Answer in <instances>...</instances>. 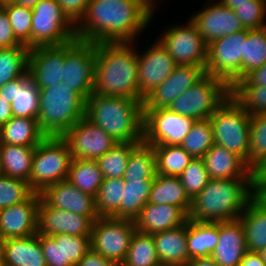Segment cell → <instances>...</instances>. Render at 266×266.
<instances>
[{"mask_svg":"<svg viewBox=\"0 0 266 266\" xmlns=\"http://www.w3.org/2000/svg\"><path fill=\"white\" fill-rule=\"evenodd\" d=\"M258 253L261 255L263 261L266 263V247L261 249Z\"/></svg>","mask_w":266,"mask_h":266,"instance_id":"63","label":"cell"},{"mask_svg":"<svg viewBox=\"0 0 266 266\" xmlns=\"http://www.w3.org/2000/svg\"><path fill=\"white\" fill-rule=\"evenodd\" d=\"M96 43L73 41L31 48L28 72L38 89L71 88L87 100L93 93Z\"/></svg>","mask_w":266,"mask_h":266,"instance_id":"1","label":"cell"},{"mask_svg":"<svg viewBox=\"0 0 266 266\" xmlns=\"http://www.w3.org/2000/svg\"><path fill=\"white\" fill-rule=\"evenodd\" d=\"M209 120L214 143L238 155L247 165L251 115L230 94Z\"/></svg>","mask_w":266,"mask_h":266,"instance_id":"7","label":"cell"},{"mask_svg":"<svg viewBox=\"0 0 266 266\" xmlns=\"http://www.w3.org/2000/svg\"><path fill=\"white\" fill-rule=\"evenodd\" d=\"M133 42L96 43L93 92L140 101L138 59Z\"/></svg>","mask_w":266,"mask_h":266,"instance_id":"3","label":"cell"},{"mask_svg":"<svg viewBox=\"0 0 266 266\" xmlns=\"http://www.w3.org/2000/svg\"><path fill=\"white\" fill-rule=\"evenodd\" d=\"M157 257L162 266H187V222L174 229L153 234Z\"/></svg>","mask_w":266,"mask_h":266,"instance_id":"27","label":"cell"},{"mask_svg":"<svg viewBox=\"0 0 266 266\" xmlns=\"http://www.w3.org/2000/svg\"><path fill=\"white\" fill-rule=\"evenodd\" d=\"M238 266H266L258 252L247 251Z\"/></svg>","mask_w":266,"mask_h":266,"instance_id":"55","label":"cell"},{"mask_svg":"<svg viewBox=\"0 0 266 266\" xmlns=\"http://www.w3.org/2000/svg\"><path fill=\"white\" fill-rule=\"evenodd\" d=\"M248 251L243 225L239 219L219 222L218 243L211 254L219 266H238Z\"/></svg>","mask_w":266,"mask_h":266,"instance_id":"23","label":"cell"},{"mask_svg":"<svg viewBox=\"0 0 266 266\" xmlns=\"http://www.w3.org/2000/svg\"><path fill=\"white\" fill-rule=\"evenodd\" d=\"M253 199L266 209V186H252Z\"/></svg>","mask_w":266,"mask_h":266,"instance_id":"58","label":"cell"},{"mask_svg":"<svg viewBox=\"0 0 266 266\" xmlns=\"http://www.w3.org/2000/svg\"><path fill=\"white\" fill-rule=\"evenodd\" d=\"M210 4L204 5L203 9L190 17L207 45L222 36L231 35L244 29L233 9L222 5L219 1Z\"/></svg>","mask_w":266,"mask_h":266,"instance_id":"18","label":"cell"},{"mask_svg":"<svg viewBox=\"0 0 266 266\" xmlns=\"http://www.w3.org/2000/svg\"><path fill=\"white\" fill-rule=\"evenodd\" d=\"M209 179H252L251 169L236 154L217 144L202 157Z\"/></svg>","mask_w":266,"mask_h":266,"instance_id":"25","label":"cell"},{"mask_svg":"<svg viewBox=\"0 0 266 266\" xmlns=\"http://www.w3.org/2000/svg\"><path fill=\"white\" fill-rule=\"evenodd\" d=\"M252 186H266V158L252 170Z\"/></svg>","mask_w":266,"mask_h":266,"instance_id":"54","label":"cell"},{"mask_svg":"<svg viewBox=\"0 0 266 266\" xmlns=\"http://www.w3.org/2000/svg\"><path fill=\"white\" fill-rule=\"evenodd\" d=\"M156 153L157 174L179 177L194 159L180 145H151Z\"/></svg>","mask_w":266,"mask_h":266,"instance_id":"36","label":"cell"},{"mask_svg":"<svg viewBox=\"0 0 266 266\" xmlns=\"http://www.w3.org/2000/svg\"><path fill=\"white\" fill-rule=\"evenodd\" d=\"M29 51L22 44L0 49V87L28 72Z\"/></svg>","mask_w":266,"mask_h":266,"instance_id":"40","label":"cell"},{"mask_svg":"<svg viewBox=\"0 0 266 266\" xmlns=\"http://www.w3.org/2000/svg\"><path fill=\"white\" fill-rule=\"evenodd\" d=\"M99 217H87L47 205L41 198L38 206L37 233L91 236L93 222Z\"/></svg>","mask_w":266,"mask_h":266,"instance_id":"17","label":"cell"},{"mask_svg":"<svg viewBox=\"0 0 266 266\" xmlns=\"http://www.w3.org/2000/svg\"><path fill=\"white\" fill-rule=\"evenodd\" d=\"M119 263L106 259L99 253L90 250L79 260L76 266H117Z\"/></svg>","mask_w":266,"mask_h":266,"instance_id":"53","label":"cell"},{"mask_svg":"<svg viewBox=\"0 0 266 266\" xmlns=\"http://www.w3.org/2000/svg\"><path fill=\"white\" fill-rule=\"evenodd\" d=\"M244 29H259L266 26V0H250L234 9Z\"/></svg>","mask_w":266,"mask_h":266,"instance_id":"49","label":"cell"},{"mask_svg":"<svg viewBox=\"0 0 266 266\" xmlns=\"http://www.w3.org/2000/svg\"><path fill=\"white\" fill-rule=\"evenodd\" d=\"M76 38V26L56 0H41L32 8L31 48L60 46Z\"/></svg>","mask_w":266,"mask_h":266,"instance_id":"10","label":"cell"},{"mask_svg":"<svg viewBox=\"0 0 266 266\" xmlns=\"http://www.w3.org/2000/svg\"><path fill=\"white\" fill-rule=\"evenodd\" d=\"M187 220L188 215L178 206L147 202L134 224L137 231L153 235L182 226Z\"/></svg>","mask_w":266,"mask_h":266,"instance_id":"24","label":"cell"},{"mask_svg":"<svg viewBox=\"0 0 266 266\" xmlns=\"http://www.w3.org/2000/svg\"><path fill=\"white\" fill-rule=\"evenodd\" d=\"M195 65H177L170 76L159 84L143 102L144 109L168 108L169 105L205 75Z\"/></svg>","mask_w":266,"mask_h":266,"instance_id":"19","label":"cell"},{"mask_svg":"<svg viewBox=\"0 0 266 266\" xmlns=\"http://www.w3.org/2000/svg\"><path fill=\"white\" fill-rule=\"evenodd\" d=\"M125 181L123 178H104L95 197V206L99 217L120 218Z\"/></svg>","mask_w":266,"mask_h":266,"instance_id":"38","label":"cell"},{"mask_svg":"<svg viewBox=\"0 0 266 266\" xmlns=\"http://www.w3.org/2000/svg\"><path fill=\"white\" fill-rule=\"evenodd\" d=\"M185 25L167 27L158 41L168 51L177 65H195L205 70L208 45L197 27L188 19Z\"/></svg>","mask_w":266,"mask_h":266,"instance_id":"13","label":"cell"},{"mask_svg":"<svg viewBox=\"0 0 266 266\" xmlns=\"http://www.w3.org/2000/svg\"><path fill=\"white\" fill-rule=\"evenodd\" d=\"M86 100L71 88L39 89L37 121L46 136L62 137L85 114Z\"/></svg>","mask_w":266,"mask_h":266,"instance_id":"6","label":"cell"},{"mask_svg":"<svg viewBox=\"0 0 266 266\" xmlns=\"http://www.w3.org/2000/svg\"><path fill=\"white\" fill-rule=\"evenodd\" d=\"M230 94L249 115L266 113V86H232Z\"/></svg>","mask_w":266,"mask_h":266,"instance_id":"46","label":"cell"},{"mask_svg":"<svg viewBox=\"0 0 266 266\" xmlns=\"http://www.w3.org/2000/svg\"><path fill=\"white\" fill-rule=\"evenodd\" d=\"M11 110L13 117H38L39 89L31 80L29 72L15 79V94L11 102Z\"/></svg>","mask_w":266,"mask_h":266,"instance_id":"35","label":"cell"},{"mask_svg":"<svg viewBox=\"0 0 266 266\" xmlns=\"http://www.w3.org/2000/svg\"><path fill=\"white\" fill-rule=\"evenodd\" d=\"M186 194L192 200L207 185L209 176L203 158H194L179 176Z\"/></svg>","mask_w":266,"mask_h":266,"instance_id":"48","label":"cell"},{"mask_svg":"<svg viewBox=\"0 0 266 266\" xmlns=\"http://www.w3.org/2000/svg\"><path fill=\"white\" fill-rule=\"evenodd\" d=\"M187 266H219L211 256L191 258Z\"/></svg>","mask_w":266,"mask_h":266,"instance_id":"59","label":"cell"},{"mask_svg":"<svg viewBox=\"0 0 266 266\" xmlns=\"http://www.w3.org/2000/svg\"><path fill=\"white\" fill-rule=\"evenodd\" d=\"M248 251L259 252L266 247V209L253 198L240 216Z\"/></svg>","mask_w":266,"mask_h":266,"instance_id":"32","label":"cell"},{"mask_svg":"<svg viewBox=\"0 0 266 266\" xmlns=\"http://www.w3.org/2000/svg\"><path fill=\"white\" fill-rule=\"evenodd\" d=\"M122 264L124 266H162L157 257L153 235L136 230Z\"/></svg>","mask_w":266,"mask_h":266,"instance_id":"39","label":"cell"},{"mask_svg":"<svg viewBox=\"0 0 266 266\" xmlns=\"http://www.w3.org/2000/svg\"><path fill=\"white\" fill-rule=\"evenodd\" d=\"M266 158V113L251 115L247 166L252 170Z\"/></svg>","mask_w":266,"mask_h":266,"instance_id":"44","label":"cell"},{"mask_svg":"<svg viewBox=\"0 0 266 266\" xmlns=\"http://www.w3.org/2000/svg\"><path fill=\"white\" fill-rule=\"evenodd\" d=\"M250 0H219L222 5L228 8L236 9L237 5H243L249 3Z\"/></svg>","mask_w":266,"mask_h":266,"instance_id":"60","label":"cell"},{"mask_svg":"<svg viewBox=\"0 0 266 266\" xmlns=\"http://www.w3.org/2000/svg\"><path fill=\"white\" fill-rule=\"evenodd\" d=\"M137 59L140 101L144 102V99L170 76L177 64L158 40L143 53L137 54Z\"/></svg>","mask_w":266,"mask_h":266,"instance_id":"16","label":"cell"},{"mask_svg":"<svg viewBox=\"0 0 266 266\" xmlns=\"http://www.w3.org/2000/svg\"><path fill=\"white\" fill-rule=\"evenodd\" d=\"M15 0H0V7L14 3Z\"/></svg>","mask_w":266,"mask_h":266,"instance_id":"62","label":"cell"},{"mask_svg":"<svg viewBox=\"0 0 266 266\" xmlns=\"http://www.w3.org/2000/svg\"><path fill=\"white\" fill-rule=\"evenodd\" d=\"M0 266H3V259H2V253H1V250H0Z\"/></svg>","mask_w":266,"mask_h":266,"instance_id":"64","label":"cell"},{"mask_svg":"<svg viewBox=\"0 0 266 266\" xmlns=\"http://www.w3.org/2000/svg\"><path fill=\"white\" fill-rule=\"evenodd\" d=\"M3 266H47L39 233L0 241Z\"/></svg>","mask_w":266,"mask_h":266,"instance_id":"26","label":"cell"},{"mask_svg":"<svg viewBox=\"0 0 266 266\" xmlns=\"http://www.w3.org/2000/svg\"><path fill=\"white\" fill-rule=\"evenodd\" d=\"M84 117L117 142H143V102L92 93L86 100Z\"/></svg>","mask_w":266,"mask_h":266,"instance_id":"5","label":"cell"},{"mask_svg":"<svg viewBox=\"0 0 266 266\" xmlns=\"http://www.w3.org/2000/svg\"><path fill=\"white\" fill-rule=\"evenodd\" d=\"M2 8L6 11L16 40L31 49L32 9L15 3Z\"/></svg>","mask_w":266,"mask_h":266,"instance_id":"45","label":"cell"},{"mask_svg":"<svg viewBox=\"0 0 266 266\" xmlns=\"http://www.w3.org/2000/svg\"><path fill=\"white\" fill-rule=\"evenodd\" d=\"M157 175L153 146L141 142L130 154L123 180H154Z\"/></svg>","mask_w":266,"mask_h":266,"instance_id":"33","label":"cell"},{"mask_svg":"<svg viewBox=\"0 0 266 266\" xmlns=\"http://www.w3.org/2000/svg\"><path fill=\"white\" fill-rule=\"evenodd\" d=\"M12 117L11 104L0 97V126L4 125Z\"/></svg>","mask_w":266,"mask_h":266,"instance_id":"57","label":"cell"},{"mask_svg":"<svg viewBox=\"0 0 266 266\" xmlns=\"http://www.w3.org/2000/svg\"><path fill=\"white\" fill-rule=\"evenodd\" d=\"M155 4L153 0H91L76 25V38L93 43H134L150 23Z\"/></svg>","mask_w":266,"mask_h":266,"instance_id":"2","label":"cell"},{"mask_svg":"<svg viewBox=\"0 0 266 266\" xmlns=\"http://www.w3.org/2000/svg\"><path fill=\"white\" fill-rule=\"evenodd\" d=\"M103 179L96 160L72 159L67 180L82 192L96 197Z\"/></svg>","mask_w":266,"mask_h":266,"instance_id":"34","label":"cell"},{"mask_svg":"<svg viewBox=\"0 0 266 266\" xmlns=\"http://www.w3.org/2000/svg\"><path fill=\"white\" fill-rule=\"evenodd\" d=\"M140 143L118 142L96 161L103 178H123L131 152Z\"/></svg>","mask_w":266,"mask_h":266,"instance_id":"42","label":"cell"},{"mask_svg":"<svg viewBox=\"0 0 266 266\" xmlns=\"http://www.w3.org/2000/svg\"><path fill=\"white\" fill-rule=\"evenodd\" d=\"M41 0H15L14 3L32 9Z\"/></svg>","mask_w":266,"mask_h":266,"instance_id":"61","label":"cell"},{"mask_svg":"<svg viewBox=\"0 0 266 266\" xmlns=\"http://www.w3.org/2000/svg\"><path fill=\"white\" fill-rule=\"evenodd\" d=\"M90 237L39 234V241L47 266H76L91 248Z\"/></svg>","mask_w":266,"mask_h":266,"instance_id":"21","label":"cell"},{"mask_svg":"<svg viewBox=\"0 0 266 266\" xmlns=\"http://www.w3.org/2000/svg\"><path fill=\"white\" fill-rule=\"evenodd\" d=\"M21 45L15 38L6 11L0 7V49Z\"/></svg>","mask_w":266,"mask_h":266,"instance_id":"51","label":"cell"},{"mask_svg":"<svg viewBox=\"0 0 266 266\" xmlns=\"http://www.w3.org/2000/svg\"><path fill=\"white\" fill-rule=\"evenodd\" d=\"M248 29L222 36L207 50L205 73L223 80L230 88L242 79V55Z\"/></svg>","mask_w":266,"mask_h":266,"instance_id":"11","label":"cell"},{"mask_svg":"<svg viewBox=\"0 0 266 266\" xmlns=\"http://www.w3.org/2000/svg\"><path fill=\"white\" fill-rule=\"evenodd\" d=\"M45 137L37 118L12 117L0 126V144L36 147Z\"/></svg>","mask_w":266,"mask_h":266,"instance_id":"28","label":"cell"},{"mask_svg":"<svg viewBox=\"0 0 266 266\" xmlns=\"http://www.w3.org/2000/svg\"><path fill=\"white\" fill-rule=\"evenodd\" d=\"M135 231V224L131 219L99 217L93 222L91 249L106 259L122 263Z\"/></svg>","mask_w":266,"mask_h":266,"instance_id":"12","label":"cell"},{"mask_svg":"<svg viewBox=\"0 0 266 266\" xmlns=\"http://www.w3.org/2000/svg\"><path fill=\"white\" fill-rule=\"evenodd\" d=\"M62 12L76 26L86 14L91 0H56Z\"/></svg>","mask_w":266,"mask_h":266,"instance_id":"50","label":"cell"},{"mask_svg":"<svg viewBox=\"0 0 266 266\" xmlns=\"http://www.w3.org/2000/svg\"><path fill=\"white\" fill-rule=\"evenodd\" d=\"M219 239V222L187 220V249L190 258L211 256Z\"/></svg>","mask_w":266,"mask_h":266,"instance_id":"30","label":"cell"},{"mask_svg":"<svg viewBox=\"0 0 266 266\" xmlns=\"http://www.w3.org/2000/svg\"><path fill=\"white\" fill-rule=\"evenodd\" d=\"M35 147L0 144L1 174L29 181Z\"/></svg>","mask_w":266,"mask_h":266,"instance_id":"31","label":"cell"},{"mask_svg":"<svg viewBox=\"0 0 266 266\" xmlns=\"http://www.w3.org/2000/svg\"><path fill=\"white\" fill-rule=\"evenodd\" d=\"M62 137L69 144L72 159L97 160L118 143L85 117L76 122Z\"/></svg>","mask_w":266,"mask_h":266,"instance_id":"15","label":"cell"},{"mask_svg":"<svg viewBox=\"0 0 266 266\" xmlns=\"http://www.w3.org/2000/svg\"><path fill=\"white\" fill-rule=\"evenodd\" d=\"M195 121L168 108L144 109L143 142L148 145H181Z\"/></svg>","mask_w":266,"mask_h":266,"instance_id":"14","label":"cell"},{"mask_svg":"<svg viewBox=\"0 0 266 266\" xmlns=\"http://www.w3.org/2000/svg\"><path fill=\"white\" fill-rule=\"evenodd\" d=\"M252 198V179H209L191 200L188 219L211 223L237 220Z\"/></svg>","mask_w":266,"mask_h":266,"instance_id":"4","label":"cell"},{"mask_svg":"<svg viewBox=\"0 0 266 266\" xmlns=\"http://www.w3.org/2000/svg\"><path fill=\"white\" fill-rule=\"evenodd\" d=\"M40 193L26 201L3 208L0 212V241L37 234Z\"/></svg>","mask_w":266,"mask_h":266,"instance_id":"20","label":"cell"},{"mask_svg":"<svg viewBox=\"0 0 266 266\" xmlns=\"http://www.w3.org/2000/svg\"><path fill=\"white\" fill-rule=\"evenodd\" d=\"M33 193L28 182L0 174V207L2 209L26 201Z\"/></svg>","mask_w":266,"mask_h":266,"instance_id":"47","label":"cell"},{"mask_svg":"<svg viewBox=\"0 0 266 266\" xmlns=\"http://www.w3.org/2000/svg\"><path fill=\"white\" fill-rule=\"evenodd\" d=\"M72 161L70 147L63 137L46 136L36 147L32 160L29 185L36 193L67 180Z\"/></svg>","mask_w":266,"mask_h":266,"instance_id":"8","label":"cell"},{"mask_svg":"<svg viewBox=\"0 0 266 266\" xmlns=\"http://www.w3.org/2000/svg\"><path fill=\"white\" fill-rule=\"evenodd\" d=\"M230 87L221 79L205 74L168 107L185 117L206 120L229 97Z\"/></svg>","mask_w":266,"mask_h":266,"instance_id":"9","label":"cell"},{"mask_svg":"<svg viewBox=\"0 0 266 266\" xmlns=\"http://www.w3.org/2000/svg\"><path fill=\"white\" fill-rule=\"evenodd\" d=\"M40 197L51 207L82 216L99 217L95 206V197L82 192L68 180L46 187L40 193Z\"/></svg>","mask_w":266,"mask_h":266,"instance_id":"22","label":"cell"},{"mask_svg":"<svg viewBox=\"0 0 266 266\" xmlns=\"http://www.w3.org/2000/svg\"><path fill=\"white\" fill-rule=\"evenodd\" d=\"M153 180L125 181L120 205L121 219H134L146 205Z\"/></svg>","mask_w":266,"mask_h":266,"instance_id":"37","label":"cell"},{"mask_svg":"<svg viewBox=\"0 0 266 266\" xmlns=\"http://www.w3.org/2000/svg\"><path fill=\"white\" fill-rule=\"evenodd\" d=\"M266 63V26L248 30L242 55V79Z\"/></svg>","mask_w":266,"mask_h":266,"instance_id":"41","label":"cell"},{"mask_svg":"<svg viewBox=\"0 0 266 266\" xmlns=\"http://www.w3.org/2000/svg\"><path fill=\"white\" fill-rule=\"evenodd\" d=\"M14 94H15V79L9 81L8 83L0 87V97L4 98L10 104L14 100Z\"/></svg>","mask_w":266,"mask_h":266,"instance_id":"56","label":"cell"},{"mask_svg":"<svg viewBox=\"0 0 266 266\" xmlns=\"http://www.w3.org/2000/svg\"><path fill=\"white\" fill-rule=\"evenodd\" d=\"M233 86H266V63L249 72Z\"/></svg>","mask_w":266,"mask_h":266,"instance_id":"52","label":"cell"},{"mask_svg":"<svg viewBox=\"0 0 266 266\" xmlns=\"http://www.w3.org/2000/svg\"><path fill=\"white\" fill-rule=\"evenodd\" d=\"M149 203L170 204L180 207L187 215L191 208V199L182 186L181 179L157 174L152 182Z\"/></svg>","mask_w":266,"mask_h":266,"instance_id":"29","label":"cell"},{"mask_svg":"<svg viewBox=\"0 0 266 266\" xmlns=\"http://www.w3.org/2000/svg\"><path fill=\"white\" fill-rule=\"evenodd\" d=\"M214 137L209 119L197 120L181 143V147L193 158H202L213 146Z\"/></svg>","mask_w":266,"mask_h":266,"instance_id":"43","label":"cell"}]
</instances>
